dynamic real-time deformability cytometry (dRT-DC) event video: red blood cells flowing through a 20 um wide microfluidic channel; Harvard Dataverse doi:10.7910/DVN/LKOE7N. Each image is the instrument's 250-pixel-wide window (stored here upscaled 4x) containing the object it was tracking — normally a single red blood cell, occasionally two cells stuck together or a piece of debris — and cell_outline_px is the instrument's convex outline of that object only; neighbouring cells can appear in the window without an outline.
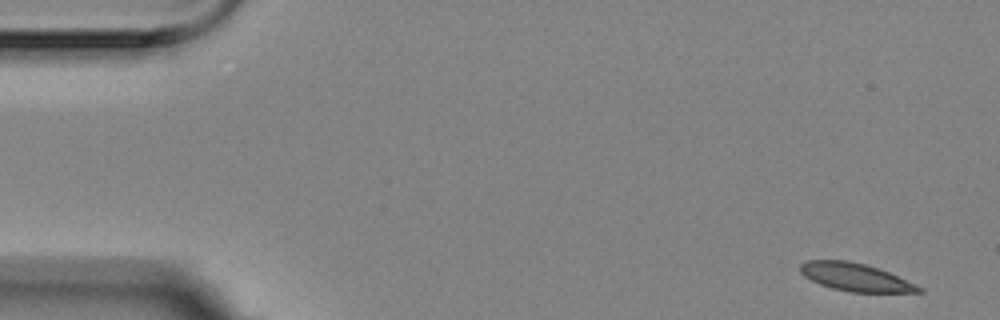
{"species": "Egyptian fruit bat (a non-hibernating species)", "species_latin": "Rousettus aegyptiacus", "temperature_condition": "room temperature", "stored_images_in_passage": 4, "camera_frame_rate_fps": 3000, "um_per_image_px": 0.085, "animal": {"sex": "female"}, "frame": {"image": 1, "passage_image": 1, "time_ms": 0.0, "image_size_px": [1000, 320], "cell_outline_px": [[924, 292], [848, 292], [832, 288], [820, 284], [804, 276], [800, 272], [800, 264], [808, 260], [848, 260], [864, 264], [888, 272], [916, 284], [924, 288]], "centroid_in_image_um": [72.71, 23.56], "position_along_channel_um": 12.3, "area_um2": 19.13}}